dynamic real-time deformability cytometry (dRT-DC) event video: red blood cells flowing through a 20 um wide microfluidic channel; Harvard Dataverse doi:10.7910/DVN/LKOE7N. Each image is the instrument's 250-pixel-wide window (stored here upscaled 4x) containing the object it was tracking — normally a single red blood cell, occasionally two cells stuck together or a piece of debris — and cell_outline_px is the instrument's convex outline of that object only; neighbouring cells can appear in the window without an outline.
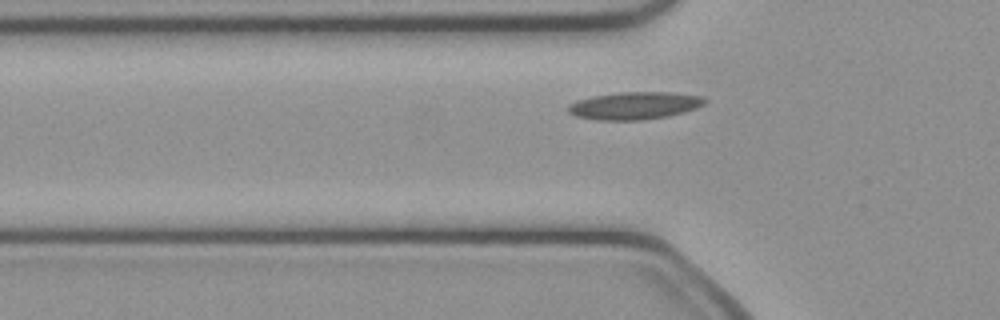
{"species": "common noctule bat (a hibernating species)", "species_latin": "Nyctalus noctula", "temperature_condition": "cold", "stored_images_in_passage": 35, "camera_frame_rate_fps": 3000, "um_per_image_px": 0.085, "animal": {"sex": "female", "body_mass_g": 21.9}, "frame": {"image": 1, "passage_image": 7, "time_ms": 2.0, "image_size_px": [1000, 320], "cell_outline_px": [[708, 100], [704, 104], [696, 108], [684, 112], [668, 116], [644, 120], [596, 120], [576, 116], [568, 112], [568, 104], [576, 100], [592, 96], [620, 92], [672, 92], [704, 96]], "centroid_in_image_um": [53.95, 8.97], "position_along_channel_um": 71.9, "area_um2": 22.14}}
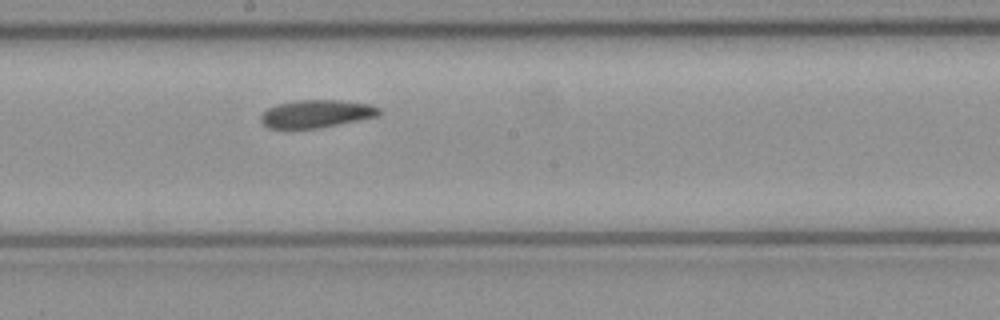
{"frame": {"image": 2, "passage_image": 18, "time_ms": 5.667, "image_size_px": [1000, 320], "cell_outline_px": [[384, 112], [380, 116], [316, 128], [268, 128], [260, 120], [260, 116], [268, 108], [276, 104], [296, 100], [340, 100], [368, 104], [380, 108]], "centroid_in_image_um": [26.91, 9.66], "position_along_channel_um": 221.3, "area_um2": 19.13}}
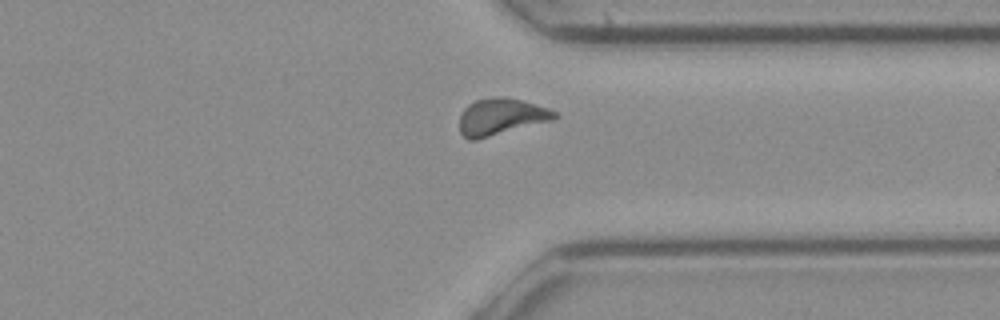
{"frame": {"image": 3, "passage_image": 29, "time_ms": 9.333, "image_size_px": [1000, 320], "cell_outline_px": [[560, 116], [552, 120], [476, 140], [468, 140], [460, 132], [460, 116], [464, 108], [468, 104], [476, 100], [524, 100], [548, 108], [556, 112]], "centroid_in_image_um": [42.59, 9.97], "position_along_channel_um": 368.8, "area_um2": 19.59}, "authors_computed_cell_mechanics": {"area_um2": 19.941, "velocity_mm_per_s": 4.0488, "shape_relaxation_time_tau1_ms": null, "shape_relaxation_time_tau2_ms": 8.2972, "deformation_change_tau1": null, "deformation_change_tau2": 0.1554}}